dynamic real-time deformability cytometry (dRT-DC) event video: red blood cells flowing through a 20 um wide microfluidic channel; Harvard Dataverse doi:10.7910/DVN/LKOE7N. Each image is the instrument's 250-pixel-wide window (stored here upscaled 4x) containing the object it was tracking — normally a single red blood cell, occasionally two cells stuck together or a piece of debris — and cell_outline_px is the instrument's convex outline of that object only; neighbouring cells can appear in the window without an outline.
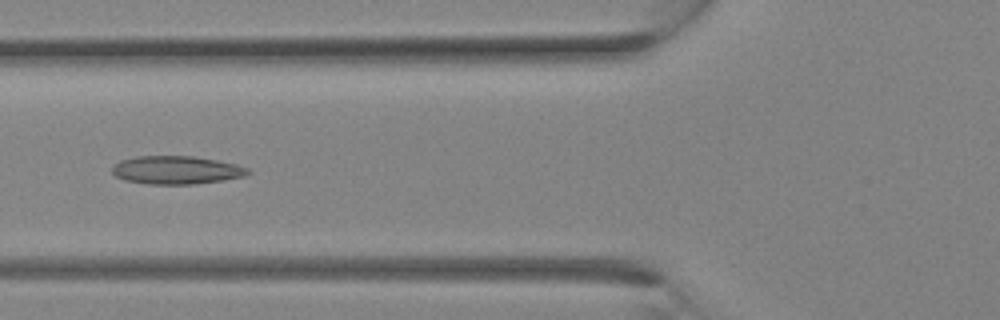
{"species": "Egyptian fruit bat (a non-hibernating species)", "species_latin": "Rousettus aegyptiacus", "temperature_condition": "room temperature", "stored_images_in_passage": 22, "camera_frame_rate_fps": 3000, "um_per_image_px": 0.085, "animal": {"sex": "female"}, "frame": {"image": 1, "passage_image": 11, "time_ms": 3.333, "image_size_px": [1000, 320], "cell_outline_px": [[252, 172], [244, 176], [224, 180], [196, 184], [148, 184], [124, 180], [116, 176], [112, 172], [112, 168], [120, 160], [136, 156], [192, 156], [216, 160], [236, 164], [248, 168]], "centroid_in_image_um": [15.0, 14.45], "position_along_channel_um": 110.8, "area_um2": 22.31}}
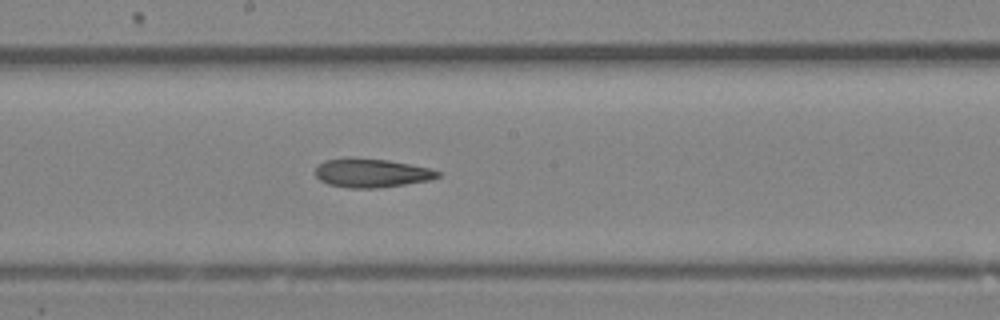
{"frame": {"image": 2, "passage_image": 16, "time_ms": 5.0, "image_size_px": [1000, 320], "cell_outline_px": [[440, 176], [432, 180], [380, 188], [348, 188], [328, 184], [320, 180], [316, 176], [316, 164], [324, 160], [344, 156], [352, 156], [388, 160], [432, 168], [440, 172]], "centroid_in_image_um": [31.56, 14.68], "position_along_channel_um": 216.6, "area_um2": 21.15}}
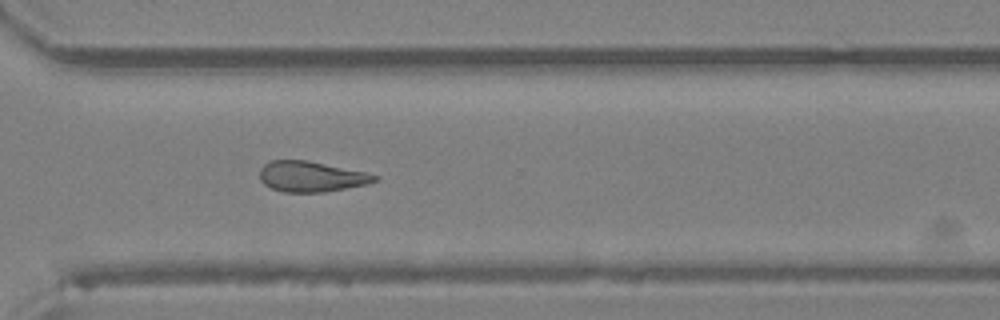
{"frame": {"image": 3, "passage_image": 22, "time_ms": 7.0, "image_size_px": [1000, 320], "cell_outline_px": [[380, 176], [376, 180], [368, 184], [324, 192], [284, 192], [272, 188], [264, 184], [260, 180], [260, 168], [264, 164], [272, 160], [308, 160], [364, 172]], "centroid_in_image_um": [26.43, 15.0], "position_along_channel_um": 344.2, "area_um2": 20.35}}